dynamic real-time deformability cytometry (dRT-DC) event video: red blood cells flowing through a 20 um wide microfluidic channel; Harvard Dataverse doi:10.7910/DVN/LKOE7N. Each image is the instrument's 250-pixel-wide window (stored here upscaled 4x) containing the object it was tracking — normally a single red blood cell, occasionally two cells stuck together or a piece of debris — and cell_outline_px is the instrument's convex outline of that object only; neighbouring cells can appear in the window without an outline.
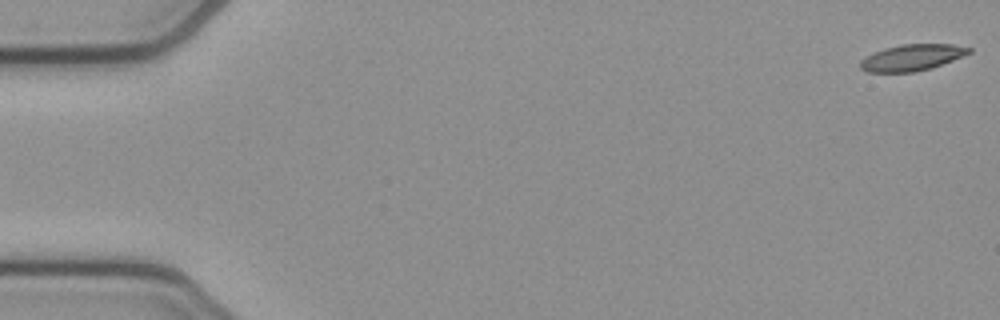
{"species": "common noctule bat (a hibernating species)", "species_latin": "Nyctalus noctula", "temperature_condition": "cold", "stored_images_in_passage": 54, "camera_frame_rate_fps": 3000, "um_per_image_px": 0.085, "animal": {"sex": "female", "body_mass_g": 21.9}, "frame": {"image": 1, "passage_image": 1, "time_ms": 0.0, "image_size_px": [1000, 320], "cell_outline_px": [[972, 52], [932, 68], [916, 72], [864, 72], [860, 68], [860, 60], [884, 48], [900, 44], [952, 44], [972, 48]], "centroid_in_image_um": [77.52, 4.89], "position_along_channel_um": 7.5, "area_um2": 16.65}}
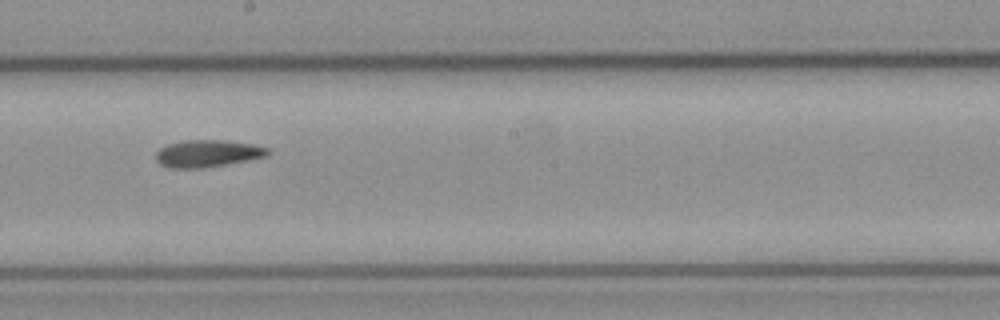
{"frame": {"image": 2, "passage_image": 30, "time_ms": 9.667, "image_size_px": [1000, 320], "cell_outline_px": [[272, 152], [268, 156], [248, 160], [204, 168], [168, 168], [160, 164], [156, 160], [156, 152], [160, 148], [168, 144], [184, 140], [224, 140], [252, 144], [268, 148]], "centroid_in_image_um": [17.65, 13.05], "position_along_channel_um": 230.6, "area_um2": 17.8}}
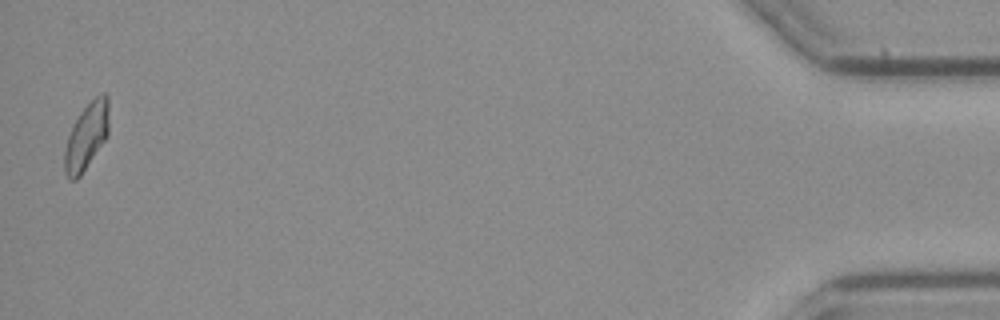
{"frame": {"image": 3, "passage_image": 53, "time_ms": 17.333, "image_size_px": [1000, 320], "cell_outline_px": [[108, 136], [80, 176], [76, 180], [68, 180], [64, 172], [64, 152], [68, 136], [72, 124], [80, 112], [100, 92], [104, 92], [108, 96]], "centroid_in_image_um": [7.34, 11.6], "position_along_channel_um": 427.9, "area_um2": 17.34}, "authors_computed_cell_mechanics": {"area_um2": 17.6868, "velocity_mm_per_s": 3.8427, "shape_relaxation_time_tau1_ms": null, "shape_relaxation_time_tau2_ms": 7.8555, "deformation_change_tau1": null, "deformation_change_tau2": 0.161}}